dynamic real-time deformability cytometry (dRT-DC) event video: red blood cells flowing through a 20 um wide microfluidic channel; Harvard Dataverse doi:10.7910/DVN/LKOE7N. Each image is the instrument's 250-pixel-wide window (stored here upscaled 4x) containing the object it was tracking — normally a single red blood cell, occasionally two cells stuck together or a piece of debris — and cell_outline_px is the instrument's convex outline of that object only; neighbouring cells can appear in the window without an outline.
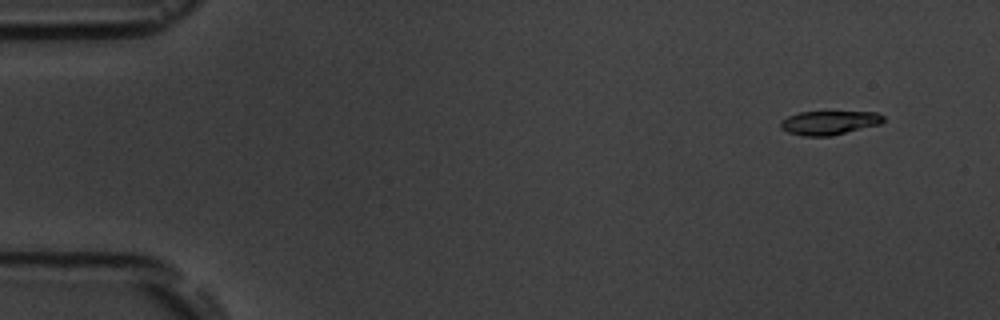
{"species": "common noctule bat (a hibernating species)", "species_latin": "Nyctalus noctula", "temperature_condition": "room temperature", "stored_images_in_passage": 5, "camera_frame_rate_fps": 3000, "um_per_image_px": 0.085, "animal": {"sex": "male", "body_mass_g": 19.5, "forearm_length_mm": 54.6}, "frame": {"image": 1, "passage_image": 2, "time_ms": 1.0, "image_size_px": [1000, 320], "cell_outline_px": [[884, 120], [880, 124], [832, 136], [804, 136], [788, 132], [780, 128], [780, 120], [788, 116], [800, 112], [876, 112], [884, 116]], "centroid_in_image_um": [70.46, 10.43], "position_along_channel_um": 14.5, "area_um2": 14.33}}
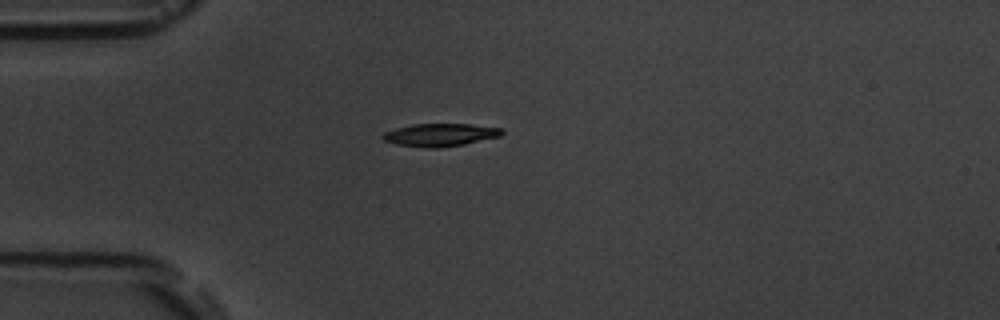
{"frame": {"image": 2, "passage_image": 5, "time_ms": 4.667, "image_size_px": [1000, 320], "cell_outline_px": [[504, 132], [500, 136], [464, 144], [436, 148], [428, 148], [396, 144], [384, 140], [380, 136], [384, 132], [396, 128], [412, 124], [468, 124], [500, 128]], "centroid_in_image_um": [37.37, 11.46], "position_along_channel_um": 47.6, "area_um2": 15.66}}